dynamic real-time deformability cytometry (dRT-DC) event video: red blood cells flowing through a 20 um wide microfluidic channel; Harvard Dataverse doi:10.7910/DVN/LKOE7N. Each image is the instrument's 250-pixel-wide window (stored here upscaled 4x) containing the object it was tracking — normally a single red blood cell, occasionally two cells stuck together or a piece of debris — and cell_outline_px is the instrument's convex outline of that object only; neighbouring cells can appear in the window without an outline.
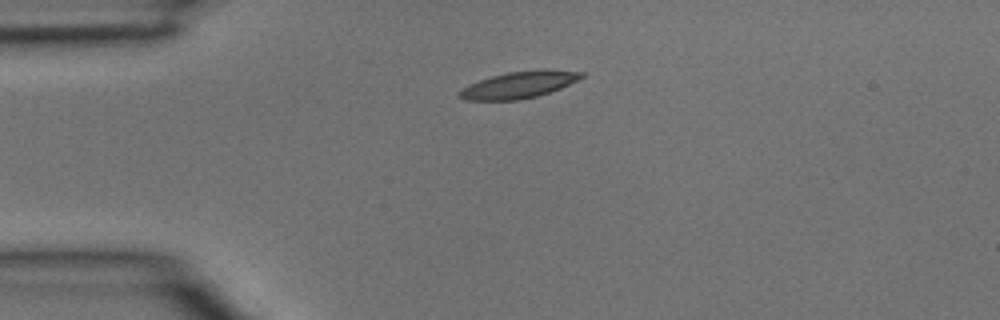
{"species": "common noctule bat (a hibernating species)", "species_latin": "Nyctalus noctula", "temperature_condition": "room temperature", "stored_images_in_passage": 32, "camera_frame_rate_fps": 3000, "um_per_image_px": 0.085, "animal": {"sex": "male", "body_mass_g": 15.6}, "frame": {"image": 1, "passage_image": 1, "time_ms": 0.0, "image_size_px": [1000, 320], "cell_outline_px": [[584, 76], [560, 88], [536, 96], [520, 100], [464, 100], [456, 96], [456, 92], [480, 80], [492, 76], [508, 72], [584, 72]], "centroid_in_image_um": [43.96, 7.27], "position_along_channel_um": 41.0, "area_um2": 17.86}}
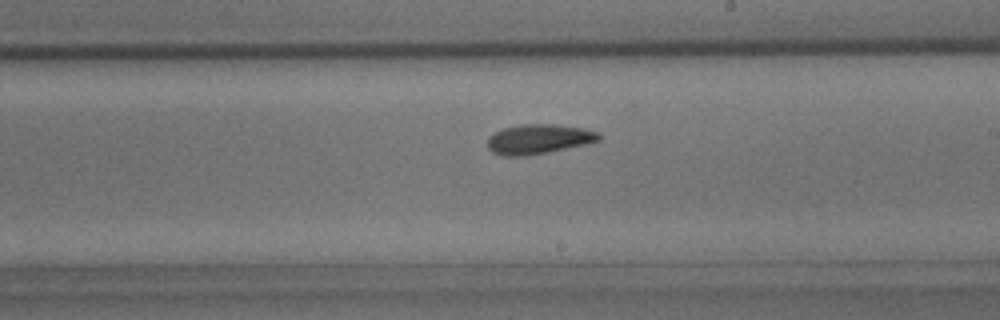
{"frame": {"image": 2, "passage_image": 15, "time_ms": 4.667, "image_size_px": [1000, 320], "cell_outline_px": [[600, 140], [584, 144], [524, 156], [500, 156], [492, 152], [488, 148], [488, 136], [504, 128], [520, 124], [556, 124], [584, 128], [600, 132]], "centroid_in_image_um": [45.76, 11.81], "position_along_channel_um": 243.2, "area_um2": 19.13}}
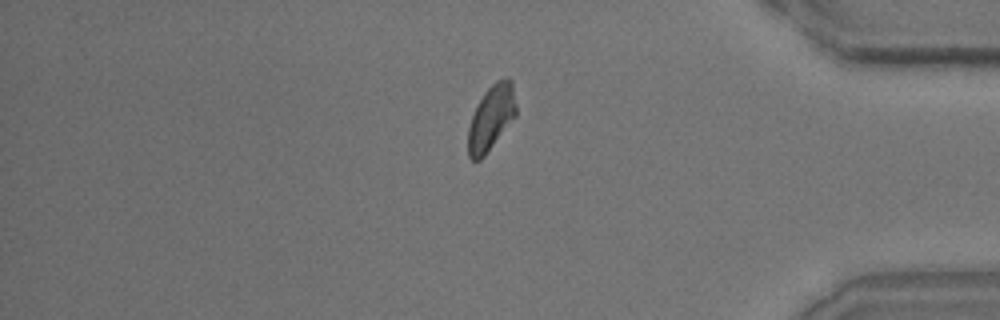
{"frame": {"image": 3, "passage_image": 26, "time_ms": 8.333, "image_size_px": [1000, 320], "cell_outline_px": [[516, 116], [484, 156], [480, 160], [472, 160], [468, 156], [468, 128], [472, 116], [484, 92], [496, 80], [512, 80], [516, 104]], "centroid_in_image_um": [41.75, 10.03], "position_along_channel_um": 393.5, "area_um2": 17.92}}